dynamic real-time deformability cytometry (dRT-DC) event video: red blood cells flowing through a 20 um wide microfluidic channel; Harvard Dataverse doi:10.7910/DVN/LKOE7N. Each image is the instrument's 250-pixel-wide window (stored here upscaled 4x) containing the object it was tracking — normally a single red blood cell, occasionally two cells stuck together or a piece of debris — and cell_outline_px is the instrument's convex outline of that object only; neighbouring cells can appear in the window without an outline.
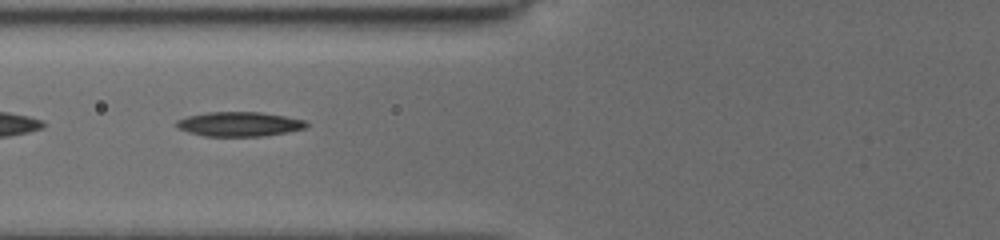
{"species": "common noctule bat (a hibernating species)", "species_latin": "Nyctalus noctula", "temperature_condition": "cold", "stored_images_in_passage": 16, "camera_frame_rate_fps": 3000, "um_per_image_px": 0.085, "animal": {"sex": "female", "body_mass_g": 19.5, "forearm_length_mm": 54.1}, "frame": {"image": 1, "passage_image": 11, "time_ms": 7.667, "image_size_px": [1000, 240], "cell_outline_px": [[308, 128], [288, 132], [264, 136], [204, 136], [188, 132], [176, 128], [176, 120], [188, 116], [208, 112], [260, 112], [284, 116], [304, 120], [308, 124]], "centroid_in_image_um": [20.34, 10.55], "position_along_channel_um": 105.5, "area_um2": 18.61}}
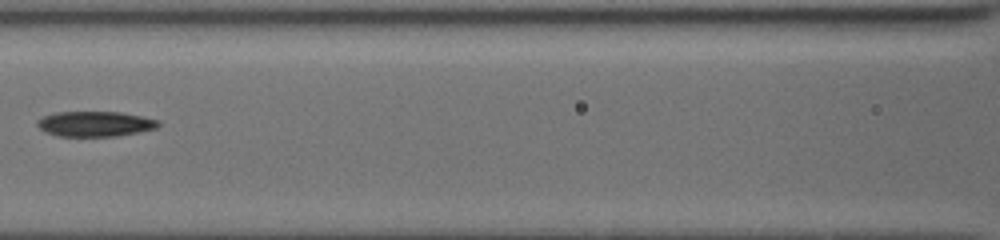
{"frame": {"image": 2, "passage_image": 13, "time_ms": 9.0, "image_size_px": [1000, 240], "cell_outline_px": [[160, 124], [156, 128], [116, 136], [60, 136], [44, 132], [36, 124], [36, 120], [44, 116], [56, 112], [120, 112], [160, 120]], "centroid_in_image_um": [8.05, 10.53], "position_along_channel_um": 158.5, "area_um2": 17.69}}
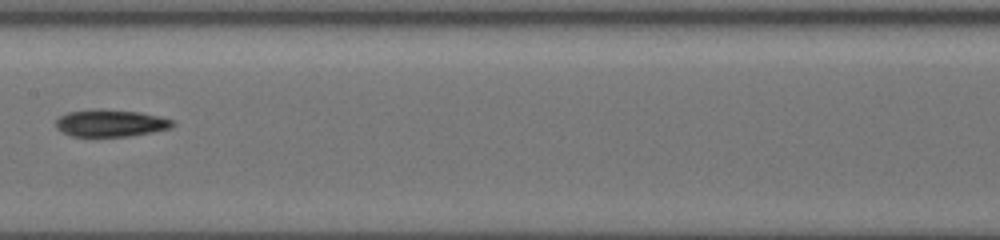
{"frame": {"image": 3, "passage_image": 14, "time_ms": 10.0, "image_size_px": [1000, 240], "cell_outline_px": [[176, 124], [172, 128], [152, 132], [128, 136], [72, 136], [56, 128], [56, 120], [60, 116], [68, 112], [96, 108], [140, 112], [160, 116], [176, 120]], "centroid_in_image_um": [9.46, 10.45], "position_along_channel_um": 197.9, "area_um2": 18.61}}